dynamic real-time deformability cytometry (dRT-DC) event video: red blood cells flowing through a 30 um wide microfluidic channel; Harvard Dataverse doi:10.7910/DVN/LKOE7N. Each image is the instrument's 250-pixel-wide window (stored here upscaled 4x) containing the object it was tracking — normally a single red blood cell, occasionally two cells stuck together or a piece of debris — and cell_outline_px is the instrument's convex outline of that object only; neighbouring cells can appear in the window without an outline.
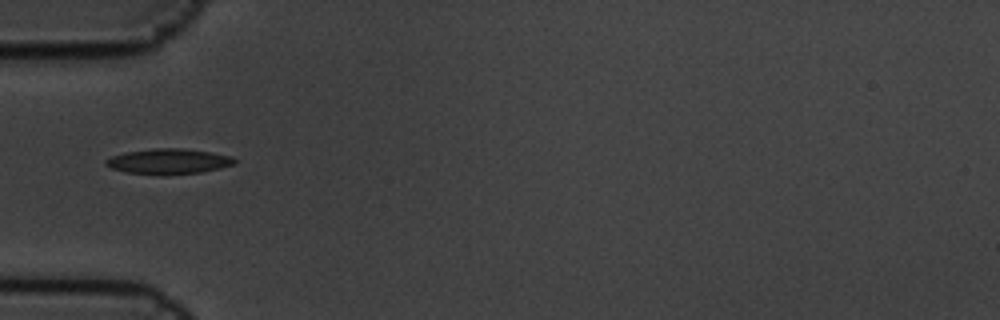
{"species": "common noctule bat (a hibernating species)", "species_latin": "Nyctalus noctula", "temperature_condition": "cold", "stored_images_in_passage": 10, "camera_frame_rate_fps": 3000, "um_per_image_px": 0.085, "animal": {"sex": "male", "body_mass_g": 19.5, "forearm_length_mm": 54.6}, "frame": {"image": 1, "passage_image": 5, "time_ms": 1.333, "image_size_px": [1000, 320], "cell_outline_px": [[236, 164], [220, 168], [200, 172], [124, 172], [112, 168], [104, 164], [104, 160], [112, 156], [124, 152], [156, 148], [180, 148], [208, 152], [232, 156], [236, 160]], "centroid_in_image_um": [14.33, 13.67], "position_along_channel_um": 70.7, "area_um2": 18.09}}
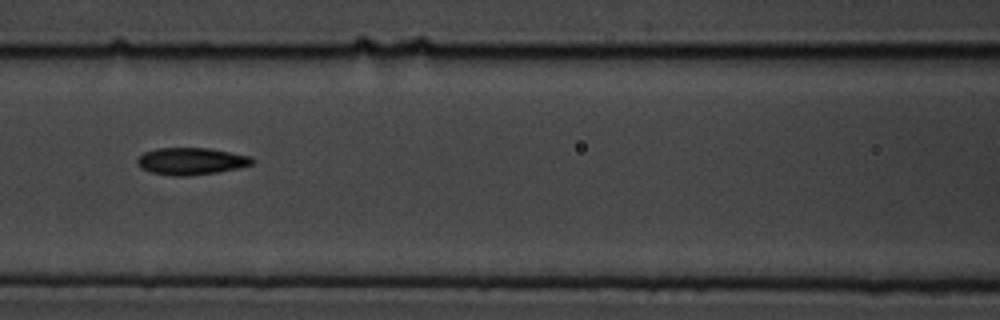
{"frame": {"image": 2, "passage_image": 7, "time_ms": 2.0, "image_size_px": [1000, 320], "cell_outline_px": [[256, 160], [252, 164], [236, 168], [216, 172], [188, 176], [172, 176], [152, 172], [140, 168], [136, 164], [136, 160], [144, 152], [156, 148], [208, 148], [252, 156]], "centroid_in_image_um": [16.23, 13.7], "position_along_channel_um": 150.4, "area_um2": 18.15}}
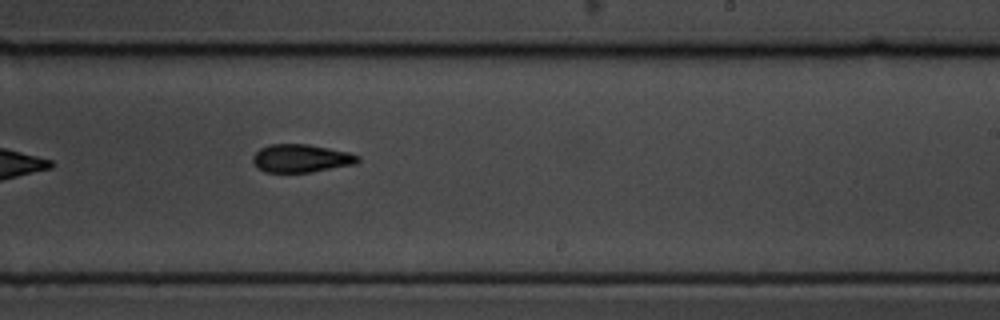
{"frame": {"image": 3, "passage_image": 10, "time_ms": 3.0, "image_size_px": [1000, 320], "cell_outline_px": [[360, 160], [356, 164], [312, 172], [264, 172], [256, 168], [252, 160], [252, 156], [260, 148], [268, 144], [308, 144], [348, 152], [360, 156]], "centroid_in_image_um": [25.57, 13.46], "position_along_channel_um": 263.4, "area_um2": 17.34}}